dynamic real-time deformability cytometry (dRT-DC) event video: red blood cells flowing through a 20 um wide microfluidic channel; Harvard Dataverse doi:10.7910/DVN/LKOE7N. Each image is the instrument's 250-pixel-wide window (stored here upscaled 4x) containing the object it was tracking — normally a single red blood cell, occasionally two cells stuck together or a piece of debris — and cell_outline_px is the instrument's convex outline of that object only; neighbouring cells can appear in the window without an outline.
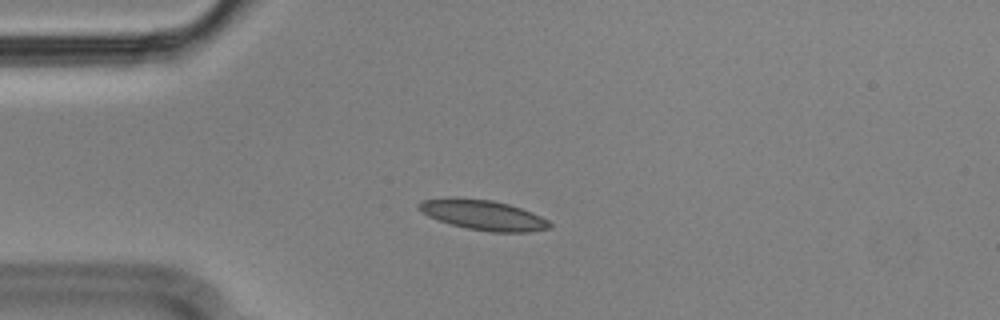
{"species": "Egyptian fruit bat (a non-hibernating species)", "species_latin": "Rousettus aegyptiacus", "temperature_condition": "cold", "stored_images_in_passage": 43, "camera_frame_rate_fps": 3000, "um_per_image_px": 0.085, "animal": {"sex": "male"}, "frame": {"image": 1, "passage_image": 1, "time_ms": 0.0, "image_size_px": [1000, 320], "cell_outline_px": [[552, 228], [528, 232], [492, 232], [468, 228], [452, 224], [428, 216], [420, 212], [416, 208], [416, 204], [420, 200], [448, 196], [456, 196], [492, 200], [508, 204], [532, 212], [548, 220], [552, 224]], "centroid_in_image_um": [41.01, 18.24], "position_along_channel_um": 44.0, "area_um2": 23.29}}
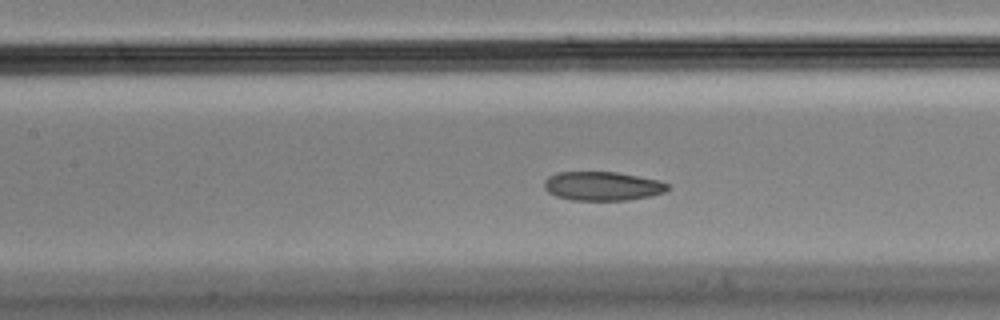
{"frame": {"image": 2, "passage_image": 12, "time_ms": 3.667, "image_size_px": [1000, 320], "cell_outline_px": [[672, 188], [664, 192], [652, 196], [628, 200], [572, 200], [556, 196], [548, 192], [544, 188], [544, 180], [548, 176], [556, 172], [616, 172], [660, 180], [668, 184]], "centroid_in_image_um": [51.22, 15.81], "position_along_channel_um": 156.2, "area_um2": 21.04}}
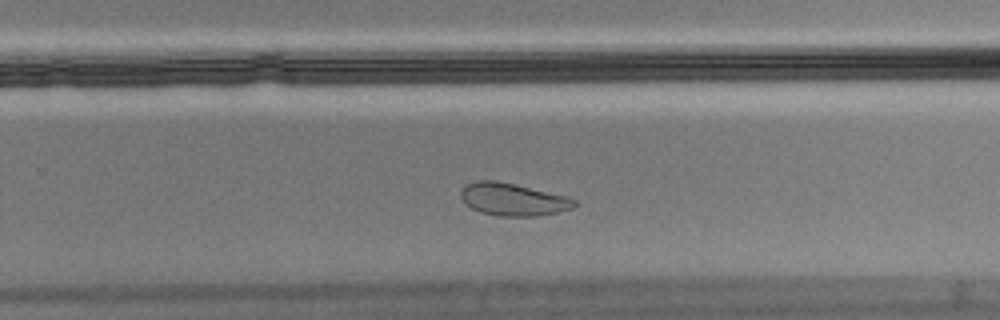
{"frame": {"image": 3, "passage_image": 23, "time_ms": 7.333, "image_size_px": [1000, 320], "cell_outline_px": [[576, 204], [572, 208], [560, 212], [536, 216], [500, 216], [480, 212], [464, 204], [460, 196], [460, 192], [464, 184], [476, 180], [496, 180], [516, 184], [568, 196], [576, 200]], "centroid_in_image_um": [43.58, 16.94], "position_along_channel_um": 286.2, "area_um2": 21.85}, "authors_computed_cell_mechanics": {"area_um2": 22.5998, "velocity_mm_per_s": 3.5595, "shape_relaxation_time_tau1_ms": null, "shape_relaxation_time_tau2_ms": 2.3529, "deformation_change_tau1": null, "deformation_change_tau2": 0.0563}}